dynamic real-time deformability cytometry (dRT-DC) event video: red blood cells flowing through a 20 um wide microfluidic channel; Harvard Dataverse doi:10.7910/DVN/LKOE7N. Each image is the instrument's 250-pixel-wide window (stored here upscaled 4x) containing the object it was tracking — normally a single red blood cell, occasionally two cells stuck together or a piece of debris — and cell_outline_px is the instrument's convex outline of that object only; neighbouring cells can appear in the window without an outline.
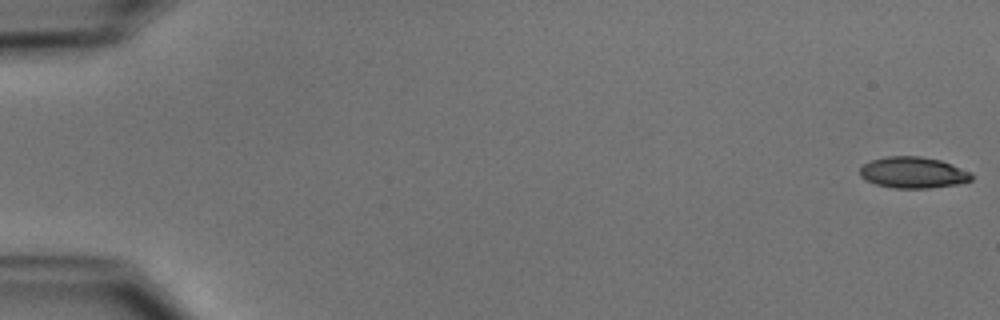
{"species": "common noctule bat (a hibernating species)", "species_latin": "Nyctalus noctula", "temperature_condition": "cold", "stored_images_in_passage": 50, "camera_frame_rate_fps": 3000, "um_per_image_px": 0.085, "animal": {"sex": "male", "body_mass_g": 15.6}, "frame": {"image": 1, "passage_image": 1, "time_ms": 0.0, "image_size_px": [1000, 320], "cell_outline_px": [[972, 180], [956, 184], [928, 188], [896, 188], [876, 184], [864, 180], [860, 176], [860, 168], [864, 164], [872, 160], [888, 156], [920, 156], [940, 160], [972, 172]], "centroid_in_image_um": [77.61, 14.66], "position_along_channel_um": 7.4, "area_um2": 20.23}}
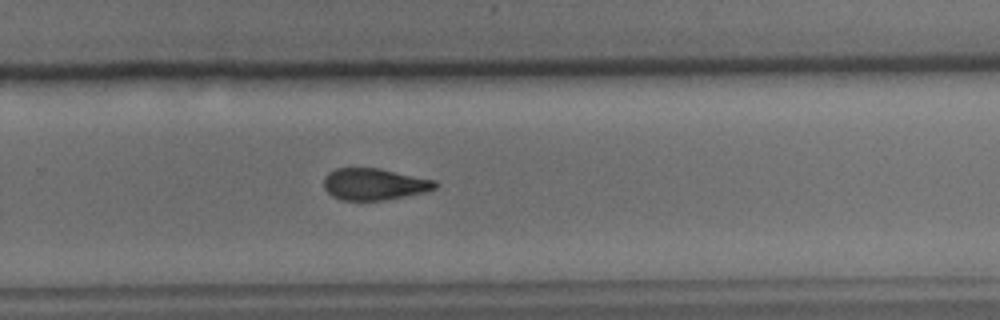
{"frame": {"image": 2, "passage_image": 35, "time_ms": 11.333, "image_size_px": [1000, 320], "cell_outline_px": [[440, 184], [436, 188], [424, 192], [384, 200], [340, 200], [332, 196], [324, 188], [324, 176], [328, 172], [336, 168], [380, 168], [436, 180]], "centroid_in_image_um": [31.81, 15.64], "position_along_channel_um": 298.0, "area_um2": 20.69}}
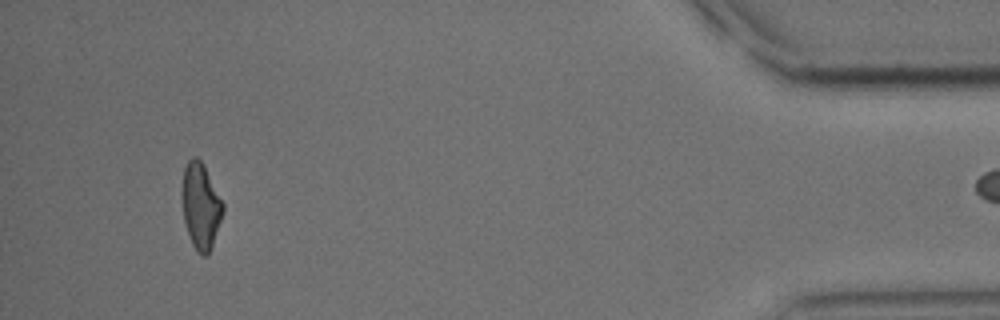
{"frame": {"image": 3, "passage_image": 49, "time_ms": 16.0, "image_size_px": [1000, 320], "cell_outline_px": [[224, 212], [212, 244], [208, 252], [204, 256], [196, 252], [188, 236], [184, 220], [180, 196], [180, 192], [184, 168], [188, 160], [192, 156], [196, 156], [204, 164], [224, 204]], "centroid_in_image_um": [17.03, 17.47], "position_along_channel_um": 418.2, "area_um2": 20.81}}